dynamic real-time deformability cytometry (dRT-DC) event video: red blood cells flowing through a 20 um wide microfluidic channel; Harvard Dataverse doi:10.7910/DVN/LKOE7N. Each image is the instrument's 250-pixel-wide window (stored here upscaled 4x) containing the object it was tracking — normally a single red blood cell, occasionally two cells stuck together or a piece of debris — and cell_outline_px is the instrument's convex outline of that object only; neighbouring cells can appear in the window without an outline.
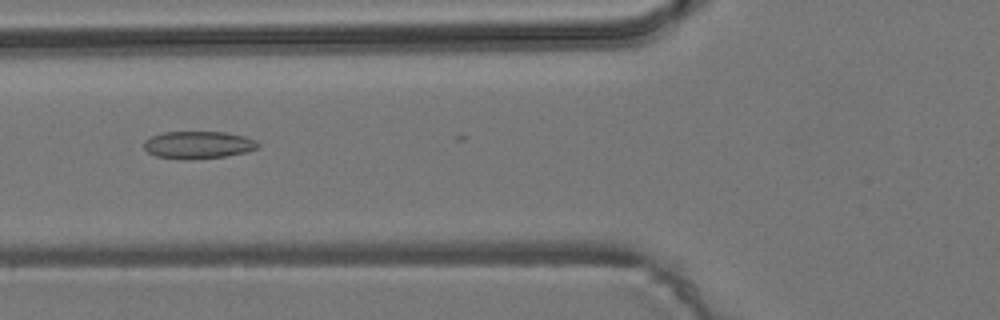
{"species": "common noctule bat (a hibernating species)", "species_latin": "Nyctalus noctula", "temperature_condition": "room temperature", "stored_images_in_passage": 6, "camera_frame_rate_fps": 3000, "um_per_image_px": 0.085, "animal": {"sex": "male", "body_mass_g": 19.2, "forearm_length_mm": 51.8}, "frame": {"image": 1, "passage_image": 6, "time_ms": 5.667, "image_size_px": [1000, 320], "cell_outline_px": [[260, 148], [248, 152], [224, 156], [192, 160], [180, 160], [156, 156], [148, 152], [144, 148], [144, 140], [160, 132], [224, 132], [244, 136], [256, 140], [260, 144]], "centroid_in_image_um": [16.86, 12.33], "position_along_channel_um": 108.9, "area_um2": 18.55}}